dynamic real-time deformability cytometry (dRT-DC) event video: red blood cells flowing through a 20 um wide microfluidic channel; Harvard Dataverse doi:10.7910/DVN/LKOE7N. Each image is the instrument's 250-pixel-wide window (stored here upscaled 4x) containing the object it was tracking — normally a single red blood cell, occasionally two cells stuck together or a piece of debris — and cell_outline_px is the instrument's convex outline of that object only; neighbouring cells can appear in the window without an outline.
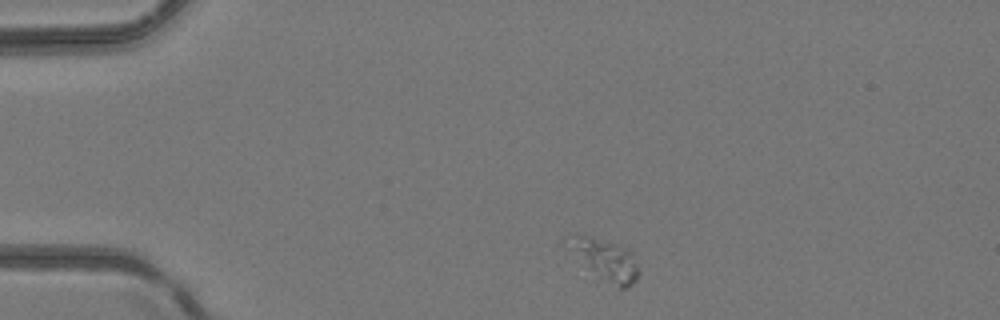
{"species": "common noctule bat (a hibernating species)", "species_latin": "Nyctalus noctula", "temperature_condition": "room temperature", "stored_images_in_passage": 7, "camera_frame_rate_fps": 3000, "um_per_image_px": 0.085, "animal": {"sex": "female", "body_mass_g": 24.6, "forearm_length_mm": 56.2}, "frame": {"image": 1, "passage_image": 7, "time_ms": 7.0, "image_size_px": [1000, 320], "cell_outline_px": [[640, 272], [636, 280], [624, 288], [620, 288], [600, 276], [568, 248], [564, 236], [576, 232], [580, 232], [616, 244], [632, 252]], "centroid_in_image_um": [51.41, 21.97], "position_along_channel_um": 33.6, "area_um2": 16.53}}